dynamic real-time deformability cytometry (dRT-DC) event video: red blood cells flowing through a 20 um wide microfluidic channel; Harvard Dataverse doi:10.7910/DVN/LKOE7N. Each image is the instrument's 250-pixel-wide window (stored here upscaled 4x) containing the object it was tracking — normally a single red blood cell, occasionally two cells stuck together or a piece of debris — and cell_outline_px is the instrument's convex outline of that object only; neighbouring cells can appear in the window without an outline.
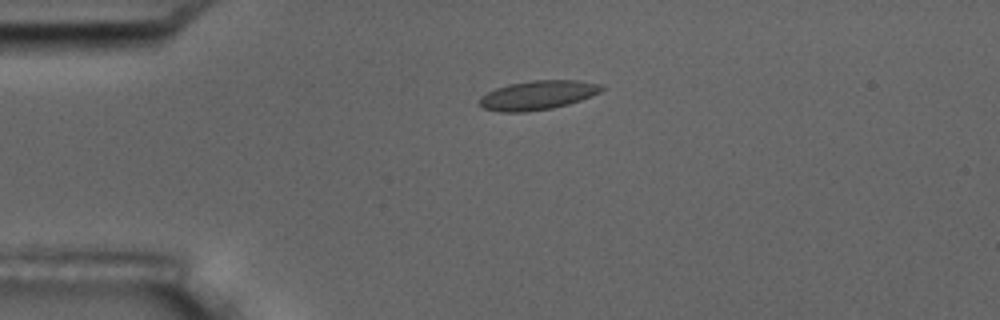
{"species": "common noctule bat (a hibernating species)", "species_latin": "Nyctalus noctula", "temperature_condition": "room temperature", "stored_images_in_passage": 4, "camera_frame_rate_fps": 3000, "um_per_image_px": 0.085, "animal": {"sex": "male", "body_mass_g": 17.5, "forearm_length_mm": 52.3}, "frame": {"image": 1, "passage_image": 3, "time_ms": 3.333, "image_size_px": [1000, 320], "cell_outline_px": [[604, 88], [600, 92], [580, 100], [568, 104], [552, 108], [524, 112], [500, 112], [484, 108], [480, 104], [480, 96], [496, 88], [508, 84], [532, 80], [580, 80], [600, 84]], "centroid_in_image_um": [45.7, 8.08], "position_along_channel_um": 39.3, "area_um2": 20.63}}